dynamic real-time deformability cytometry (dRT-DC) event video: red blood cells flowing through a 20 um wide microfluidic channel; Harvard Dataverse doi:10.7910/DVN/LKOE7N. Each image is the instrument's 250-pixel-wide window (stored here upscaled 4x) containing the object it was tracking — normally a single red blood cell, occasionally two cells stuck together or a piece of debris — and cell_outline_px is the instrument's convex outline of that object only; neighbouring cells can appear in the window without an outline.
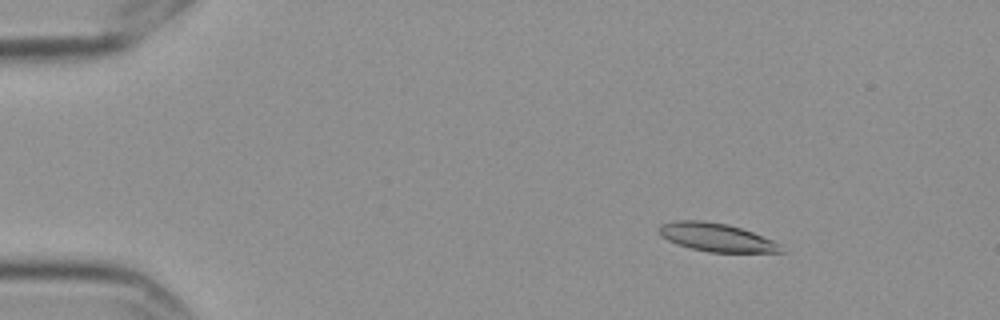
{"species": "Egyptian fruit bat (a non-hibernating species)", "species_latin": "Rousettus aegyptiacus", "temperature_condition": "cold", "stored_images_in_passage": 55, "camera_frame_rate_fps": 3000, "um_per_image_px": 0.085, "frame": {"image": 1, "passage_image": 5, "time_ms": 1.333, "image_size_px": [1000, 320], "cell_outline_px": [[784, 252], [708, 252], [676, 244], [660, 236], [656, 232], [656, 228], [660, 224], [676, 220], [700, 220], [728, 224], [752, 232], [772, 240], [780, 244]], "centroid_in_image_um": [60.82, 20.16], "position_along_channel_um": 24.2, "area_um2": 20.17}}
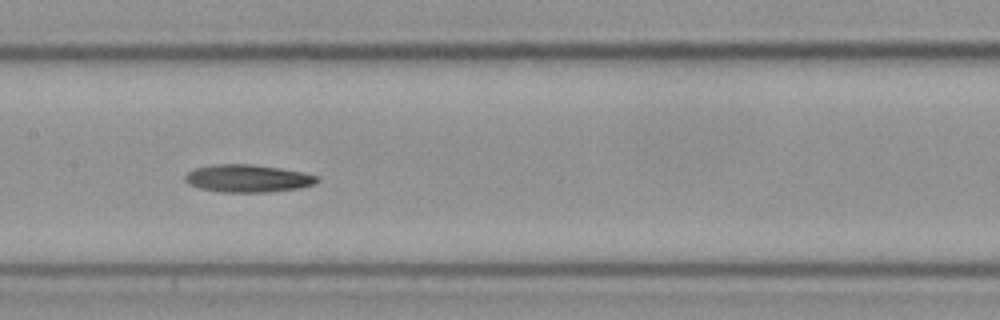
{"frame": {"image": 2, "passage_image": 26, "time_ms": 8.333, "image_size_px": [1000, 320], "cell_outline_px": [[320, 180], [312, 184], [300, 188], [268, 192], [220, 192], [200, 188], [188, 184], [184, 180], [184, 176], [188, 172], [196, 168], [212, 164], [248, 164], [280, 168], [300, 172], [316, 176]], "centroid_in_image_um": [21.01, 15.17], "position_along_channel_um": 186.4, "area_um2": 21.1}}
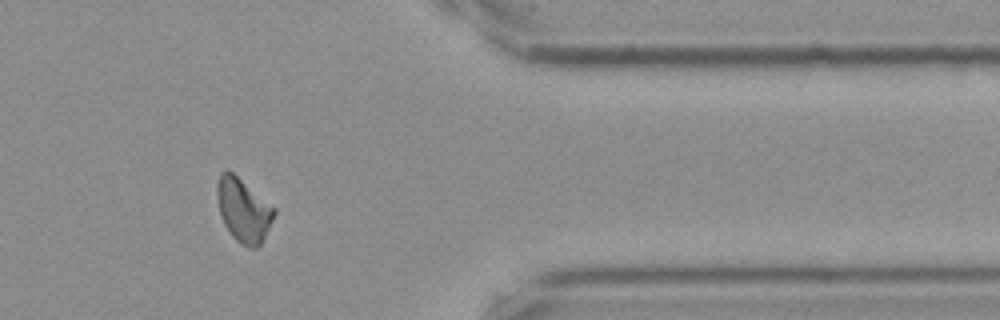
{"frame": {"image": 3, "passage_image": 45, "time_ms": 14.667, "image_size_px": [1000, 320], "cell_outline_px": [[276, 212], [260, 244], [256, 248], [248, 248], [236, 240], [232, 236], [224, 224], [220, 212], [216, 196], [216, 188], [220, 172], [228, 168], [276, 208]], "centroid_in_image_um": [20.67, 17.82], "position_along_channel_um": 390.7, "area_um2": 21.1}, "authors_computed_cell_mechanics": {"area_um2": 20.808, "velocity_mm_per_s": 3.5116, "shape_relaxation_time_tau1_ms": 7.2166, "shape_relaxation_time_tau2_ms": null, "deformation_change_tau1": 0.172, "deformation_change_tau2": null}}